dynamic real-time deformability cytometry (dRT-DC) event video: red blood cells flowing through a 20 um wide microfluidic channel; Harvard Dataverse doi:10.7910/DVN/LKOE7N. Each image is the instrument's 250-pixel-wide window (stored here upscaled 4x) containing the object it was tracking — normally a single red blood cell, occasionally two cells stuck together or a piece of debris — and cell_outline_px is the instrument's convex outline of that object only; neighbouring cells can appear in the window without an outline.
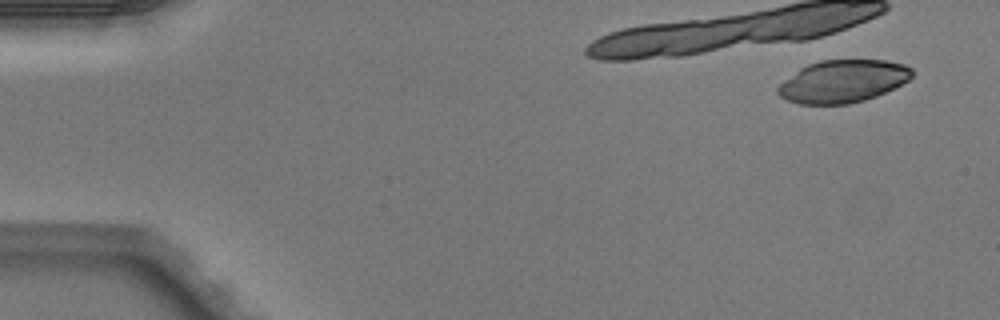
{"species": "Egyptian fruit bat (a non-hibernating species)", "species_latin": "Rousettus aegyptiacus", "temperature_condition": "warm", "stored_images_in_passage": 4, "camera_frame_rate_fps": 3000, "um_per_image_px": 0.085, "animal": {"sex": "male"}, "frame": {"image": 1, "passage_image": 1, "time_ms": 0.0, "image_size_px": [1000, 320], "cell_outline_px": [[916, 72], [908, 80], [876, 96], [864, 100], [848, 104], [800, 104], [788, 100], [780, 96], [776, 92], [776, 88], [780, 84], [800, 68], [808, 64], [820, 60], [884, 60], [904, 64], [912, 68]], "centroid_in_image_um": [71.64, 6.9], "position_along_channel_um": 13.4, "area_um2": 33.12}}